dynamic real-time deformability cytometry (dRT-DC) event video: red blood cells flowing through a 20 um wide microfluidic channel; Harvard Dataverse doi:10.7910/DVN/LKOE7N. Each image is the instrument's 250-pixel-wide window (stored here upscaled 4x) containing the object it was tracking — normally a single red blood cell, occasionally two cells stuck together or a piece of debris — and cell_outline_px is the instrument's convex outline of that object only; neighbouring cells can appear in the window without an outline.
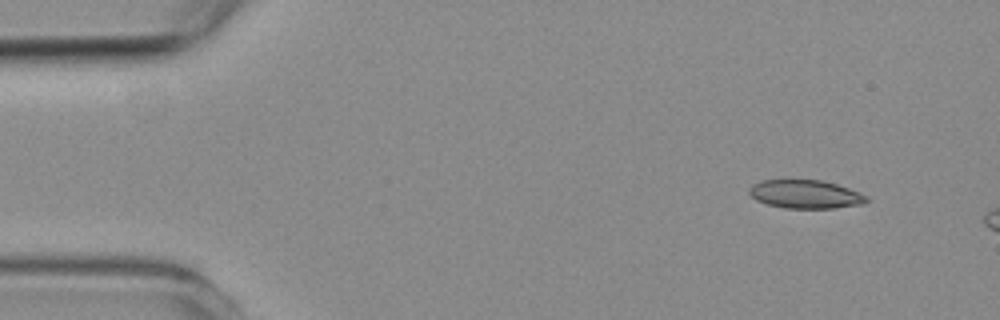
{"species": "common noctule bat (a hibernating species)", "species_latin": "Nyctalus noctula", "temperature_condition": "room temperature", "stored_images_in_passage": 3, "camera_frame_rate_fps": 3000, "um_per_image_px": 0.085, "animal": {"sex": "female", "body_mass_g": 19.3, "forearm_length_mm": 54.1}, "frame": {"image": 1, "passage_image": 1, "time_ms": 0.0, "image_size_px": [1000, 320], "cell_outline_px": [[868, 200], [864, 204], [832, 208], [784, 208], [768, 204], [756, 200], [748, 192], [748, 188], [752, 184], [760, 180], [820, 180], [836, 184], [860, 192], [868, 196]], "centroid_in_image_um": [68.45, 16.51], "position_along_channel_um": 16.5, "area_um2": 19.48}}